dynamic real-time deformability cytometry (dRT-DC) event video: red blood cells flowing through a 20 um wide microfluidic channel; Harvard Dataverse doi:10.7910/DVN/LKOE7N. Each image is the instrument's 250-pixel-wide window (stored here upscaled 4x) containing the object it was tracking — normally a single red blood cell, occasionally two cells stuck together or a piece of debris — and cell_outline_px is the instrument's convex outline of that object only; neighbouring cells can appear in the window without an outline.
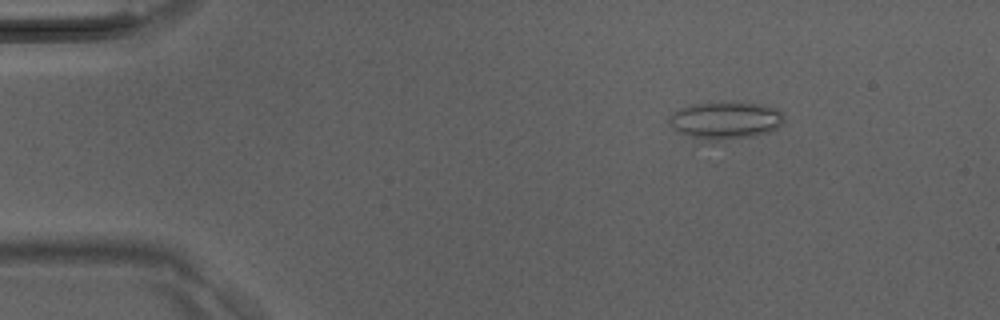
{"species": "Egyptian fruit bat (a non-hibernating species)", "species_latin": "Rousettus aegyptiacus", "temperature_condition": "room temperature", "stored_images_in_passage": 36, "camera_frame_rate_fps": 3000, "um_per_image_px": 0.085, "animal": {"sex": "male"}, "frame": {"image": 1, "passage_image": 2, "time_ms": 0.333, "image_size_px": [1000, 320], "cell_outline_px": [[784, 120], [776, 128], [768, 132], [756, 136], [724, 140], [704, 140], [688, 136], [676, 132], [668, 124], [668, 116], [672, 112], [680, 108], [692, 104], [720, 100], [732, 100], [760, 104], [776, 108], [784, 112]], "centroid_in_image_um": [61.63, 10.19], "position_along_channel_um": 23.4, "area_um2": 26.01}}
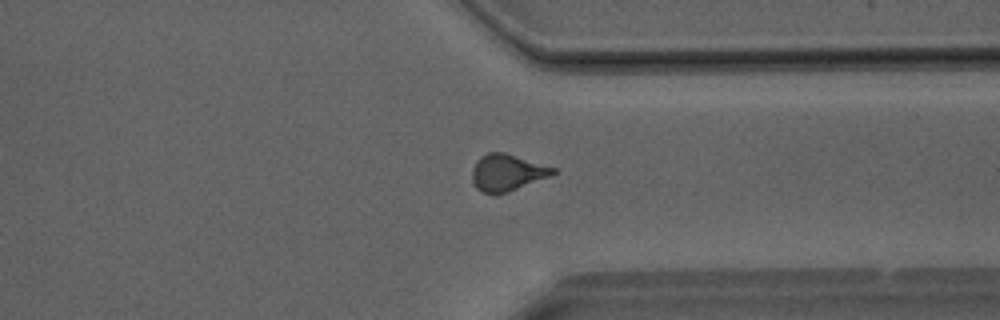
{"frame": {"image": 2, "passage_image": 27, "time_ms": 8.667, "image_size_px": [1000, 320], "cell_outline_px": [[556, 172], [552, 176], [508, 192], [496, 196], [484, 192], [476, 188], [472, 184], [472, 168], [476, 160], [480, 156], [488, 152], [504, 152], [556, 168]], "centroid_in_image_um": [43.08, 14.68], "position_along_channel_um": 368.3, "area_um2": 17.63}}
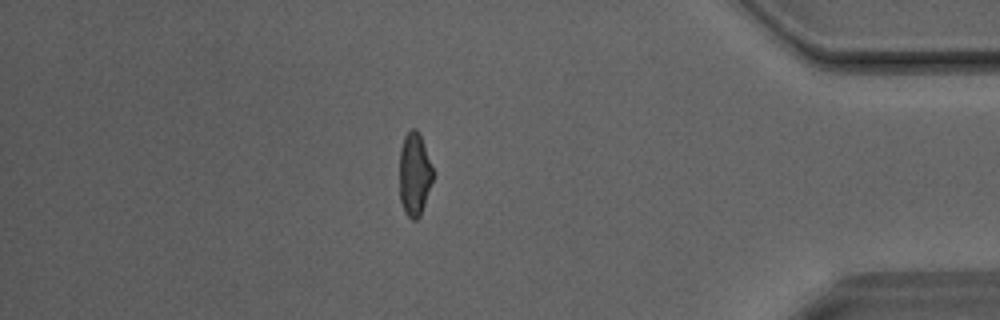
{"frame": {"image": 3, "passage_image": 31, "time_ms": 10.0, "image_size_px": [1000, 320], "cell_outline_px": [[432, 180], [420, 216], [416, 220], [412, 220], [404, 212], [400, 200], [400, 148], [404, 136], [412, 128], [416, 128], [420, 136], [432, 168]], "centroid_in_image_um": [35.2, 14.83], "position_along_channel_um": 400.0, "area_um2": 15.84}}